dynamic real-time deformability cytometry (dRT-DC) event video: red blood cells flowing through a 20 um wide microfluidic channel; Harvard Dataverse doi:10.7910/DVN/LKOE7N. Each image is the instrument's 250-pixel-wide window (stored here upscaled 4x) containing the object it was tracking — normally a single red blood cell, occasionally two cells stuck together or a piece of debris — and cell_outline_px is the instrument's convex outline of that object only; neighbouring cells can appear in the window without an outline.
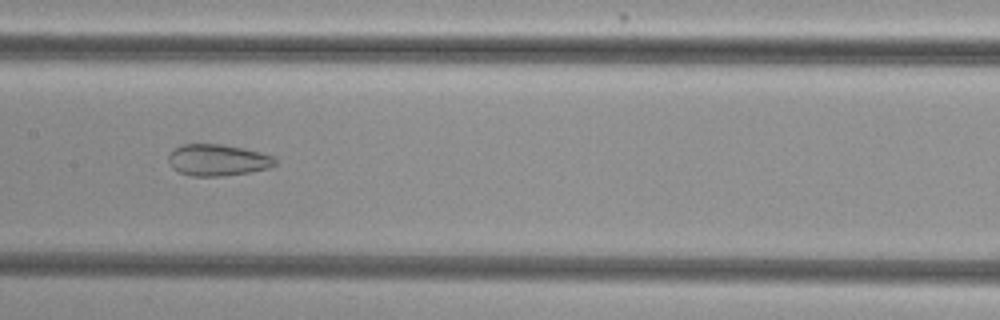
{"species": "common noctule bat (a hibernating species)", "species_latin": "Nyctalus noctula", "temperature_condition": "cold", "stored_images_in_passage": 54, "camera_frame_rate_fps": 3000, "um_per_image_px": 0.085, "animal": {"sex": "female", "body_mass_g": 29.2, "forearm_length_mm": 56.3}, "frame": {"image": 1, "passage_image": 27, "time_ms": 8.667, "image_size_px": [1000, 320], "cell_outline_px": [[276, 164], [268, 168], [248, 172], [220, 176], [192, 176], [180, 172], [172, 168], [168, 160], [168, 156], [176, 148], [184, 144], [220, 144], [244, 148], [276, 156]], "centroid_in_image_um": [18.53, 13.6], "position_along_channel_um": 188.9, "area_um2": 19.48}}
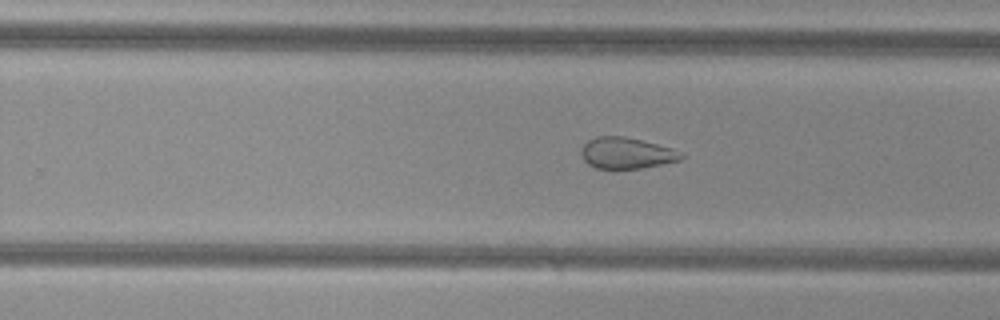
{"frame": {"image": 2, "passage_image": 34, "time_ms": 11.0, "image_size_px": [1000, 320], "cell_outline_px": [[684, 156], [680, 160], [644, 168], [596, 168], [588, 164], [584, 160], [580, 152], [584, 144], [588, 140], [596, 136], [624, 136], [672, 148]], "centroid_in_image_um": [53.22, 13.01], "position_along_channel_um": 276.6, "area_um2": 17.98}}
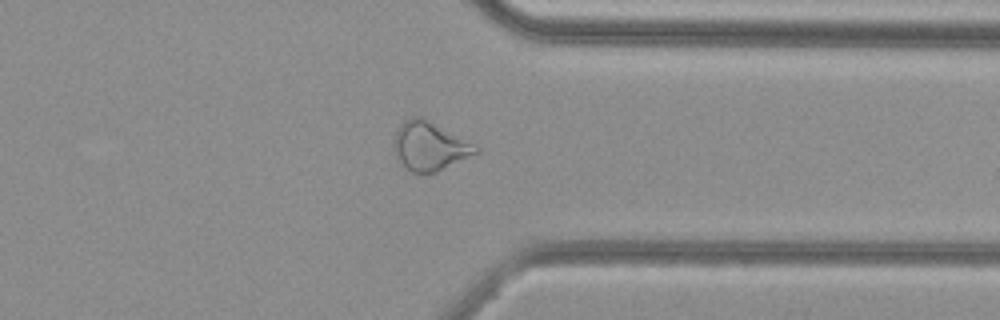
{"frame": {"image": 3, "passage_image": 42, "time_ms": 13.667, "image_size_px": [1000, 320], "cell_outline_px": [[480, 152], [436, 172], [412, 172], [396, 156], [396, 132], [400, 124], [404, 120], [412, 116], [420, 116], [480, 148]], "centroid_in_image_um": [36.54, 12.42], "position_along_channel_um": 374.9, "area_um2": 22.31}, "authors_computed_cell_mechanics": {"area_um2": 26.3568, "velocity_mm_per_s": 3.7664, "shape_relaxation_time_tau1_ms": null, "shape_relaxation_time_tau2_ms": 2.5218, "deformation_change_tau1": null, "deformation_change_tau2": 0.0975}}